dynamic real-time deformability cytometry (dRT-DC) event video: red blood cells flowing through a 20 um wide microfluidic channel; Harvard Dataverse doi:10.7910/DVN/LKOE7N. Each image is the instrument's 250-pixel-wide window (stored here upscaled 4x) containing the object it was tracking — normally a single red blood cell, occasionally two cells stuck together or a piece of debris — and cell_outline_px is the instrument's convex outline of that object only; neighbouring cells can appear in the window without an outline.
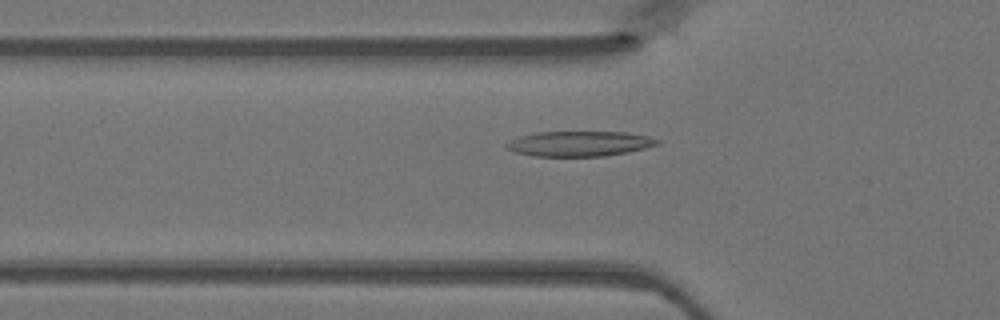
{"species": "Egyptian fruit bat (a non-hibernating species)", "species_latin": "Rousettus aegyptiacus", "temperature_condition": "warm", "stored_images_in_passage": 48, "camera_frame_rate_fps": 3000, "um_per_image_px": 0.085, "animal": {"sex": "female"}, "frame": {"image": 1, "passage_image": 16, "time_ms": 5.0, "image_size_px": [1000, 320], "cell_outline_px": [[660, 144], [628, 152], [604, 156], [532, 156], [516, 152], [508, 148], [504, 144], [520, 136], [536, 132], [628, 132], [648, 136], [660, 140]], "centroid_in_image_um": [49.28, 12.21], "position_along_channel_um": 76.5, "area_um2": 22.02}}
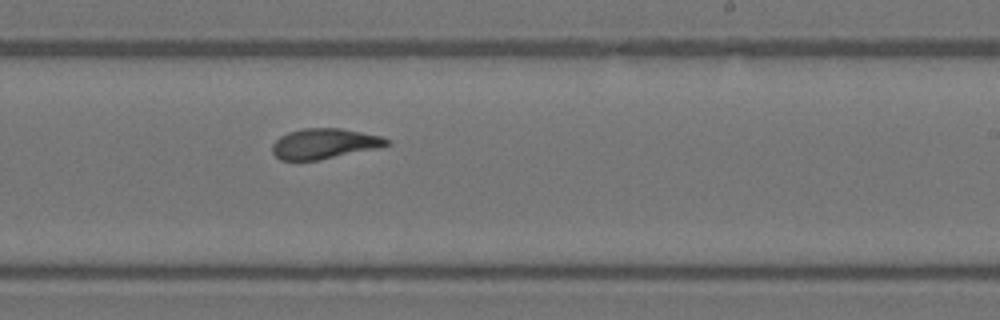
{"frame": {"image": 2, "passage_image": 29, "time_ms": 9.333, "image_size_px": [1000, 320], "cell_outline_px": [[392, 144], [380, 148], [316, 160], [280, 160], [272, 152], [272, 144], [280, 136], [288, 132], [304, 128], [340, 128], [380, 136], [392, 140]], "centroid_in_image_um": [27.59, 12.21], "position_along_channel_um": 261.4, "area_um2": 20.23}}
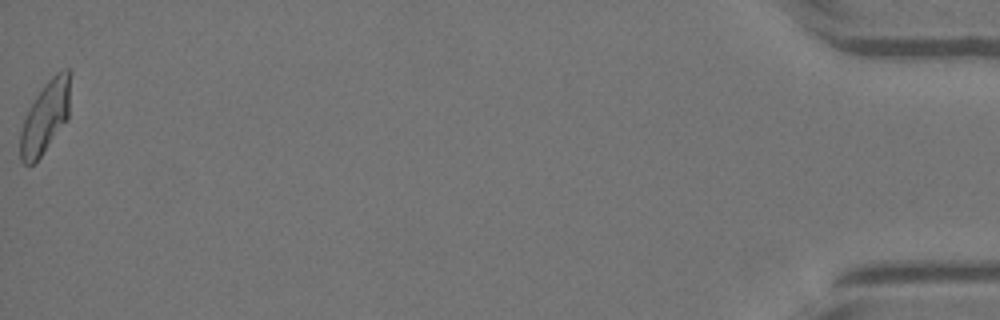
{"frame": {"image": 3, "passage_image": 48, "time_ms": 15.667, "image_size_px": [1000, 320], "cell_outline_px": [[72, 72], [68, 120], [40, 156], [32, 164], [24, 164], [20, 160], [20, 132], [24, 120], [36, 96], [44, 84], [56, 72], [64, 68], [68, 68]], "centroid_in_image_um": [3.9, 9.89], "position_along_channel_um": 431.3, "area_um2": 21.1}}